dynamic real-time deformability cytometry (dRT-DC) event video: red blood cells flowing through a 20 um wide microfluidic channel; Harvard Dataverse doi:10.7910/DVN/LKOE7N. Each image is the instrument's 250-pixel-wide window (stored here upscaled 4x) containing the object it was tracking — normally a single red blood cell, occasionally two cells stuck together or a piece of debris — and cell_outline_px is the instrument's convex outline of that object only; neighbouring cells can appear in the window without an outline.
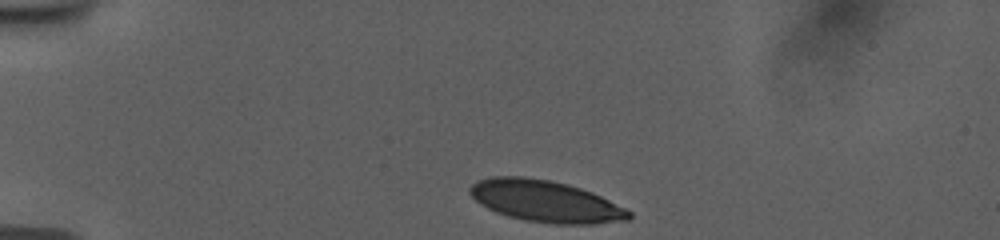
{"species": "human", "species_latin": "Homo sapiens", "temperature_condition": "room temperature", "stored_images_in_passage": 38, "camera_frame_rate_fps": 3000, "um_per_image_px": 0.085, "donor": {"sex": "female"}, "frame": {"image": 1, "passage_image": 1, "time_ms": 0.0, "image_size_px": [1000, 240], "cell_outline_px": [[632, 216], [628, 220], [592, 224], [552, 224], [524, 220], [508, 216], [496, 212], [480, 204], [468, 192], [468, 188], [476, 180], [492, 176], [524, 176], [548, 180], [568, 184], [592, 192], [632, 212]], "centroid_in_image_um": [46.33, 17.1], "position_along_channel_um": 38.7, "area_um2": 38.61}}
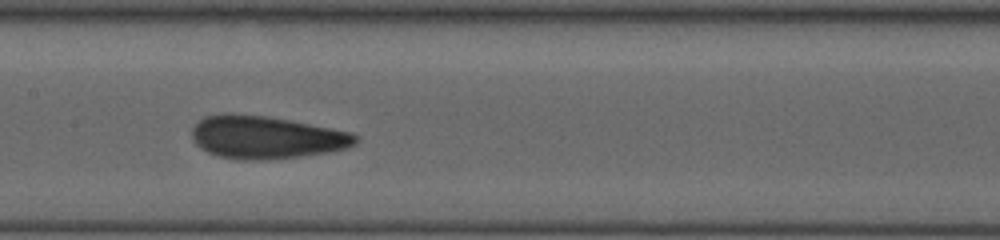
{"frame": {"image": 2, "passage_image": 17, "time_ms": 5.333, "image_size_px": [1000, 240], "cell_outline_px": [[360, 140], [356, 144], [344, 148], [328, 152], [300, 156], [252, 160], [244, 160], [220, 156], [208, 152], [200, 148], [192, 140], [192, 128], [196, 120], [204, 116], [224, 112], [232, 112], [264, 116], [288, 120], [352, 132], [360, 136]], "centroid_in_image_um": [22.58, 11.64], "position_along_channel_um": 184.8, "area_um2": 40.86}}
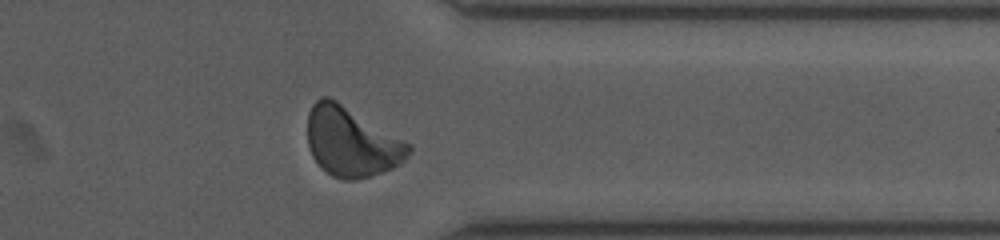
{"frame": {"image": 3, "passage_image": 33, "time_ms": 10.667, "image_size_px": [1000, 240], "cell_outline_px": [[412, 148], [408, 156], [400, 164], [392, 168], [356, 180], [344, 180], [332, 176], [312, 156], [308, 144], [308, 112], [312, 104], [320, 96], [328, 96], [336, 100], [412, 144]], "centroid_in_image_um": [29.88, 12.04], "position_along_channel_um": 381.5, "area_um2": 40.75}, "authors_computed_cell_mechanics": {"area_um2": 39.3907, "velocity_mm_per_s": 3.7495, "shape_relaxation_time_tau1_ms": 6.1508, "shape_relaxation_time_tau2_ms": 1.2672, "deformation_change_tau1": 0.1649, "deformation_change_tau2": 0.0746}}